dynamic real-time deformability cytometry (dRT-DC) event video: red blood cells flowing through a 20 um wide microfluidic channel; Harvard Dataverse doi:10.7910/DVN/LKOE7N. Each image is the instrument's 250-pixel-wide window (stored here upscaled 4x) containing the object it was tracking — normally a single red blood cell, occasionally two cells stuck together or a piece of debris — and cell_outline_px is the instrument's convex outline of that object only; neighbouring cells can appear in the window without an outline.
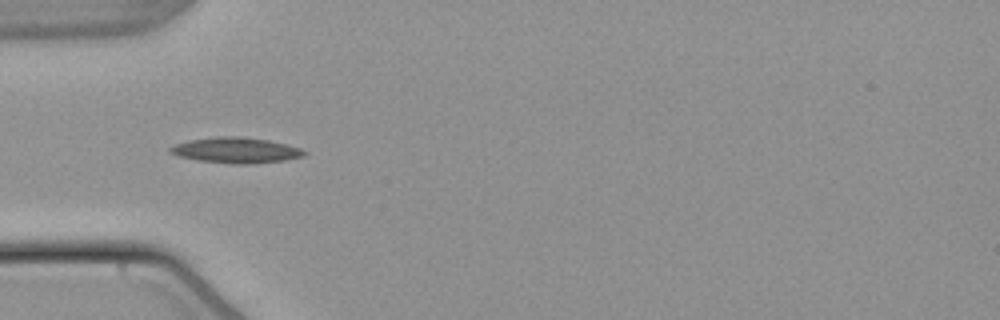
{"species": "common noctule bat (a hibernating species)", "species_latin": "Nyctalus noctula", "temperature_condition": "warm", "stored_images_in_passage": 24, "camera_frame_rate_fps": 3000, "um_per_image_px": 0.085, "animal": {"sex": "male", "body_mass_g": 21.5, "forearm_length_mm": 52.0}, "frame": {"image": 1, "passage_image": 4, "time_ms": 1.0, "image_size_px": [1000, 320], "cell_outline_px": [[308, 152], [304, 156], [284, 160], [248, 164], [236, 164], [196, 160], [176, 156], [168, 152], [168, 148], [176, 144], [188, 140], [220, 136], [236, 136], [268, 140], [300, 148]], "centroid_in_image_um": [20.01, 12.77], "position_along_channel_um": 65.0, "area_um2": 19.94}}